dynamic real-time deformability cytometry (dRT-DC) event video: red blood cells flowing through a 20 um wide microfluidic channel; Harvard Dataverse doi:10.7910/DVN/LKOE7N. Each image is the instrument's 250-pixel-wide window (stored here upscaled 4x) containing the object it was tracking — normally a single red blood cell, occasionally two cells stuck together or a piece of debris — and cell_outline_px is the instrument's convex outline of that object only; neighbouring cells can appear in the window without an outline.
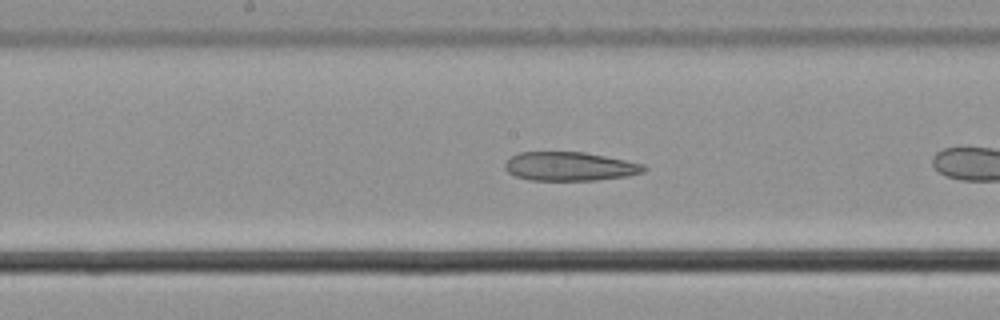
{"species": "common noctule bat (a hibernating species)", "species_latin": "Nyctalus noctula", "temperature_condition": "cold", "stored_images_in_passage": 29, "camera_frame_rate_fps": 3000, "um_per_image_px": 0.085, "animal": {"sex": "male", "body_mass_g": 21.5, "forearm_length_mm": 52.0}, "frame": {"image": 1, "passage_image": 12, "time_ms": 3.667, "image_size_px": [1000, 320], "cell_outline_px": [[648, 168], [644, 172], [628, 176], [596, 180], [528, 180], [516, 176], [508, 172], [504, 168], [504, 164], [512, 156], [520, 152], [584, 152], [644, 164]], "centroid_in_image_um": [48.44, 14.15], "position_along_channel_um": 199.8, "area_um2": 23.29}}